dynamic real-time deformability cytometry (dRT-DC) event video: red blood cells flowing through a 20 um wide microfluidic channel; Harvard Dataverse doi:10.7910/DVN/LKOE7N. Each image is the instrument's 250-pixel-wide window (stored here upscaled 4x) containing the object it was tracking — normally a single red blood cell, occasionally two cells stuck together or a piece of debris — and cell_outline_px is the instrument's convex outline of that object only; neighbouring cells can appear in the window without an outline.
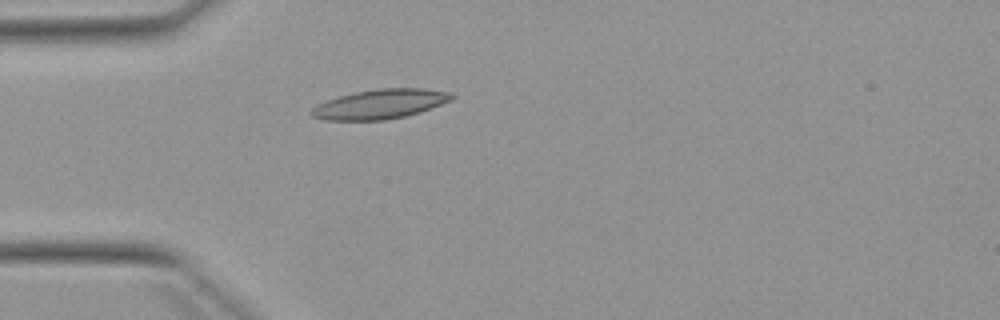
{"species": "Egyptian fruit bat (a non-hibernating species)", "species_latin": "Rousettus aegyptiacus", "temperature_condition": "warm", "stored_images_in_passage": 2, "camera_frame_rate_fps": 3000, "um_per_image_px": 0.085, "animal": {"sex": "female"}, "frame": {"image": 1, "passage_image": 2, "time_ms": 1.333, "image_size_px": [1000, 320], "cell_outline_px": [[456, 96], [452, 100], [420, 112], [404, 116], [384, 120], [324, 120], [312, 116], [308, 112], [316, 104], [340, 96], [356, 92], [380, 88], [424, 88], [452, 92]], "centroid_in_image_um": [32.33, 8.84], "position_along_channel_um": 52.7, "area_um2": 24.16}}